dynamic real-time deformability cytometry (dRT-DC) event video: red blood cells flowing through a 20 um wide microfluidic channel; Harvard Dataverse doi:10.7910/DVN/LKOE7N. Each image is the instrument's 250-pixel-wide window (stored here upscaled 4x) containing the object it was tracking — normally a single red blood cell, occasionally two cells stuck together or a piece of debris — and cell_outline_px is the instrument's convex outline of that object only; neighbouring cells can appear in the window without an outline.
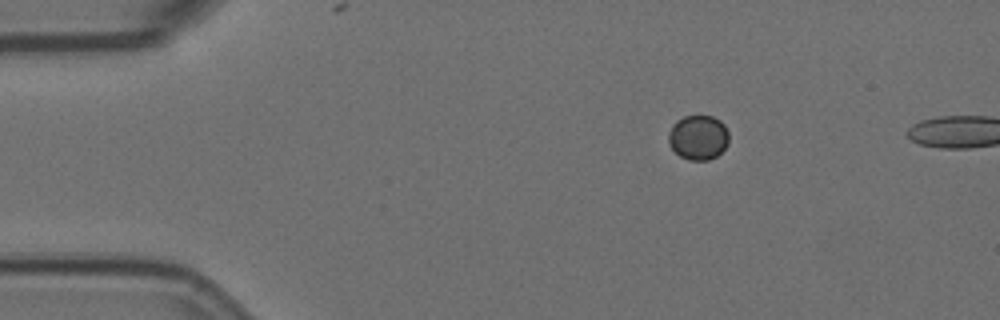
{"species": "Egyptian fruit bat (a non-hibernating species)", "species_latin": "Rousettus aegyptiacus", "temperature_condition": "room temperature", "stored_images_in_passage": 9, "camera_frame_rate_fps": 3000, "um_per_image_px": 0.085, "animal": {"sex": "female"}, "frame": {"image": 1, "passage_image": 1, "time_ms": 0.0, "image_size_px": [1000, 320], "cell_outline_px": [[728, 140], [724, 148], [716, 156], [704, 160], [692, 160], [680, 156], [672, 148], [672, 128], [684, 116], [712, 116], [728, 132]], "centroid_in_image_um": [59.4, 11.7], "position_along_channel_um": 25.6, "area_um2": 14.62}}